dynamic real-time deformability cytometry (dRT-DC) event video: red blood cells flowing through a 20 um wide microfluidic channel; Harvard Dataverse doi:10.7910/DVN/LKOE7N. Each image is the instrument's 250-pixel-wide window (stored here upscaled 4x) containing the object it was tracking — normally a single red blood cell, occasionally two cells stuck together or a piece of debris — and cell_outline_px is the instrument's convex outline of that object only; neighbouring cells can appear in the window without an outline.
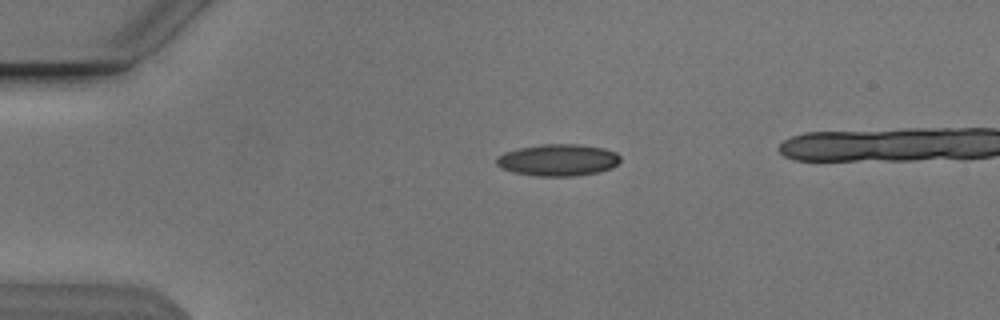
{"species": "Egyptian fruit bat (a non-hibernating species)", "species_latin": "Rousettus aegyptiacus", "temperature_condition": "cold", "stored_images_in_passage": 38, "camera_frame_rate_fps": 3000, "um_per_image_px": 0.085, "animal": {"sex": "male"}, "frame": {"image": 1, "passage_image": 1, "time_ms": 0.0, "image_size_px": [1000, 320], "cell_outline_px": [[620, 160], [612, 168], [596, 172], [576, 176], [536, 176], [512, 172], [500, 168], [496, 164], [496, 156], [504, 152], [516, 148], [540, 144], [576, 144], [604, 148], [616, 152], [620, 156]], "centroid_in_image_um": [47.38, 13.6], "position_along_channel_um": 37.6, "area_um2": 23.18}}
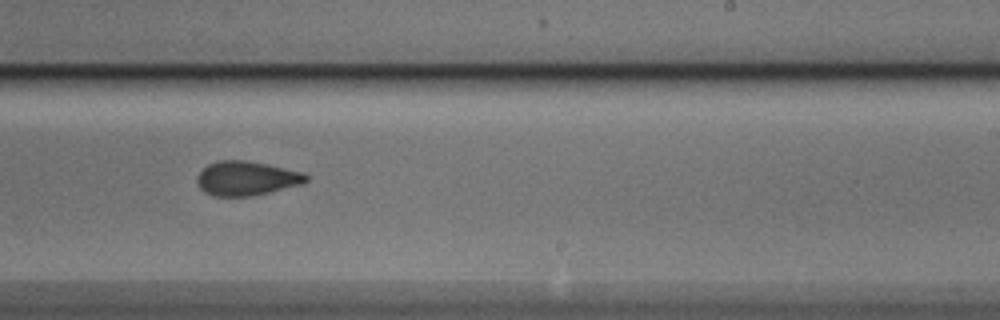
{"frame": {"image": 2, "passage_image": 22, "time_ms": 7.0, "image_size_px": [1000, 320], "cell_outline_px": [[308, 180], [300, 184], [252, 196], [212, 196], [204, 192], [200, 188], [196, 180], [196, 176], [208, 164], [216, 160], [244, 160], [268, 164], [304, 172], [308, 176]], "centroid_in_image_um": [20.92, 15.15], "position_along_channel_um": 268.1, "area_um2": 21.79}}
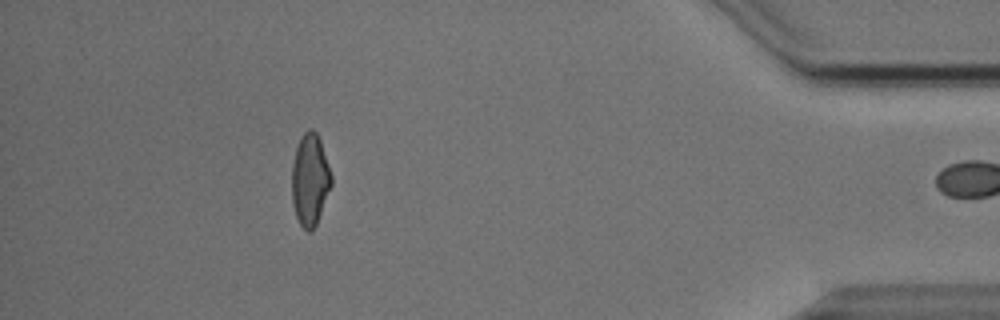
{"frame": {"image": 3, "passage_image": 37, "time_ms": 12.0, "image_size_px": [1000, 320], "cell_outline_px": [[332, 184], [316, 224], [312, 232], [308, 232], [300, 224], [296, 216], [292, 204], [292, 164], [296, 148], [304, 132], [308, 128], [312, 128], [316, 132], [320, 140], [332, 176]], "centroid_in_image_um": [26.34, 15.28], "position_along_channel_um": 408.9, "area_um2": 21.04}}